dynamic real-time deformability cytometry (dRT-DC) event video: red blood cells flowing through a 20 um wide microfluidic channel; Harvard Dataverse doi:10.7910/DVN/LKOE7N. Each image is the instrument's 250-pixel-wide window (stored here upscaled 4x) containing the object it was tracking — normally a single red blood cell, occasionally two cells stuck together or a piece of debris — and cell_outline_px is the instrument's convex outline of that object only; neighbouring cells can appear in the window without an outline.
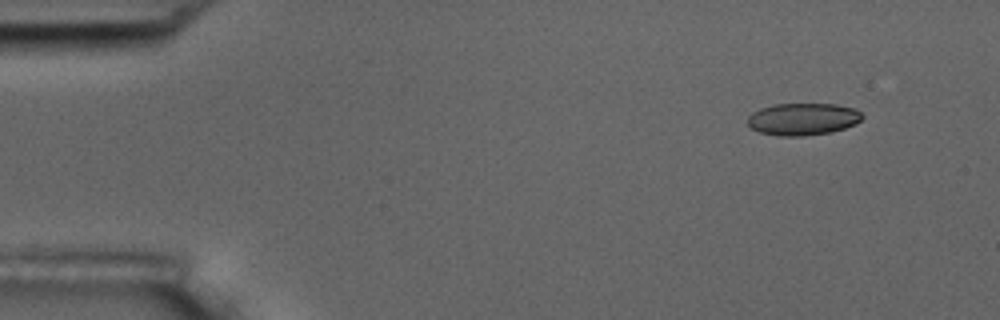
{"species": "common noctule bat (a hibernating species)", "species_latin": "Nyctalus noctula", "temperature_condition": "room temperature", "stored_images_in_passage": 6, "camera_frame_rate_fps": 3000, "um_per_image_px": 0.085, "animal": {"sex": "male", "body_mass_g": 17.5, "forearm_length_mm": 52.3}, "frame": {"image": 1, "passage_image": 1, "time_ms": 0.0, "image_size_px": [1000, 320], "cell_outline_px": [[864, 116], [856, 124], [832, 132], [804, 136], [776, 136], [760, 132], [752, 128], [748, 124], [748, 116], [752, 112], [760, 108], [772, 104], [836, 104], [856, 108]], "centroid_in_image_um": [68.25, 10.12], "position_along_channel_um": 16.7, "area_um2": 21.68}}
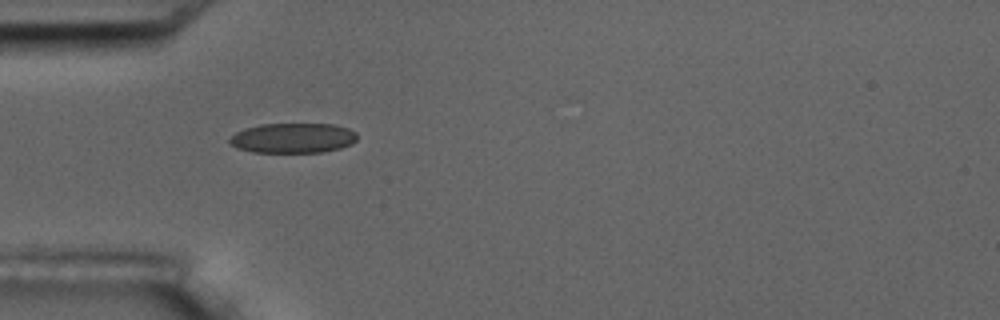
{"frame": {"image": 2, "passage_image": 4, "time_ms": 4.0, "image_size_px": [1000, 320], "cell_outline_px": [[356, 140], [352, 144], [340, 148], [320, 152], [252, 152], [240, 148], [232, 144], [228, 140], [236, 132], [244, 128], [260, 124], [336, 124], [348, 128], [356, 132]], "centroid_in_image_um": [24.93, 11.72], "position_along_channel_um": 60.1, "area_um2": 22.2}}